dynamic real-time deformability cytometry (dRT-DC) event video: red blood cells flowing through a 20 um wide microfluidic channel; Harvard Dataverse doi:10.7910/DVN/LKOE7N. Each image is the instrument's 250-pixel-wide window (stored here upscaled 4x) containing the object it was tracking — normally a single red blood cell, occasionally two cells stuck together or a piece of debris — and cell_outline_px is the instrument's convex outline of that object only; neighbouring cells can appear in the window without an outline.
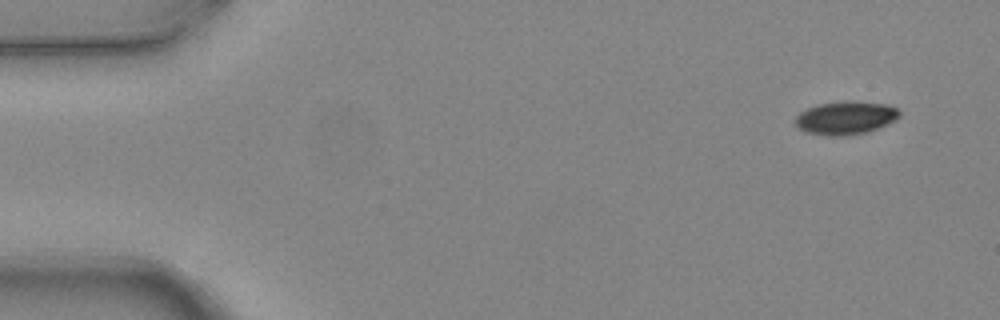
{"species": "common noctule bat (a hibernating species)", "species_latin": "Nyctalus noctula", "temperature_condition": "warm", "stored_images_in_passage": 5, "camera_frame_rate_fps": 3000, "um_per_image_px": 0.085, "animal": {"sex": "female", "body_mass_g": 24.6, "forearm_length_mm": 56.2}, "frame": {"image": 1, "passage_image": 1, "time_ms": 0.0, "image_size_px": [1000, 320], "cell_outline_px": [[900, 116], [896, 120], [868, 132], [848, 136], [828, 136], [804, 132], [796, 124], [796, 116], [800, 112], [816, 104], [844, 100], [888, 104], [896, 108], [900, 112]], "centroid_in_image_um": [71.88, 10.02], "position_along_channel_um": 13.1, "area_um2": 20.4}}
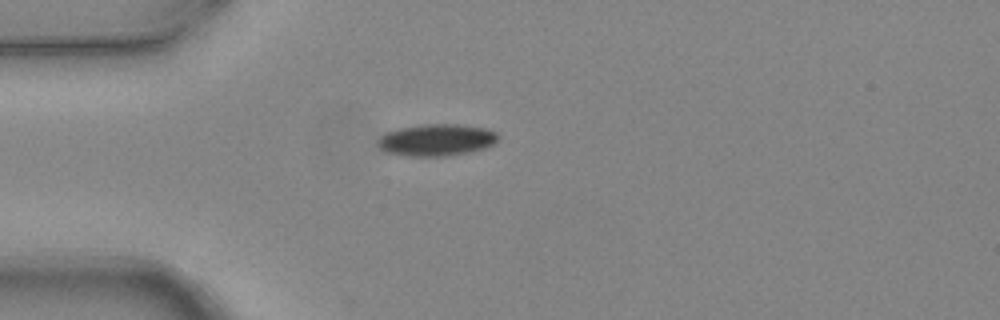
{"frame": {"image": 2, "passage_image": 4, "time_ms": 1.0, "image_size_px": [1000, 320], "cell_outline_px": [[500, 136], [488, 148], [468, 152], [444, 156], [408, 156], [384, 152], [376, 144], [376, 140], [384, 132], [400, 128], [424, 124], [456, 124], [488, 128], [496, 132]], "centroid_in_image_um": [37.08, 11.89], "position_along_channel_um": 47.9, "area_um2": 22.6}}